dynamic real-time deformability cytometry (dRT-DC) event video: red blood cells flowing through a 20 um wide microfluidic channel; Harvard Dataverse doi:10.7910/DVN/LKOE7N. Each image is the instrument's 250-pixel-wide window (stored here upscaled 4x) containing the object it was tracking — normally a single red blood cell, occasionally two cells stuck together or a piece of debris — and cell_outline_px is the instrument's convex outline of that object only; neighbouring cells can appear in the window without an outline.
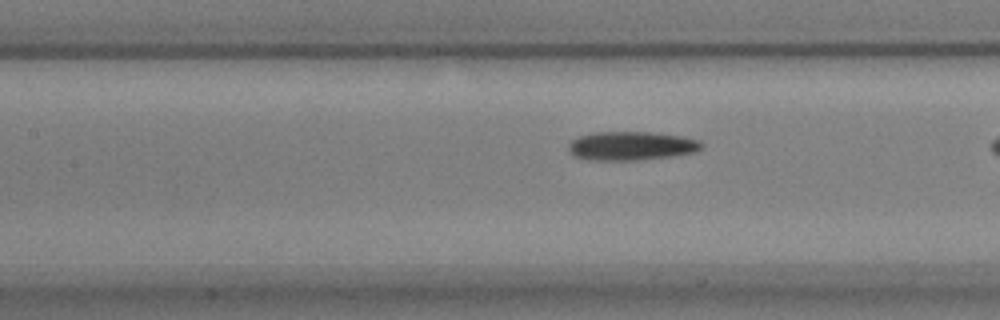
{"species": "common noctule bat (a hibernating species)", "species_latin": "Nyctalus noctula", "temperature_condition": "warm", "stored_images_in_passage": 26, "camera_frame_rate_fps": 3000, "um_per_image_px": 0.085, "animal": {"sex": "male", "body_mass_g": 17.9, "forearm_length_mm": 54.2}, "frame": {"image": 1, "passage_image": 15, "time_ms": 4.667, "image_size_px": [1000, 320], "cell_outline_px": [[704, 148], [696, 152], [672, 156], [636, 160], [588, 160], [572, 156], [568, 148], [568, 144], [572, 140], [580, 136], [592, 132], [648, 132], [680, 136], [700, 140], [704, 144]], "centroid_in_image_um": [53.66, 12.4], "position_along_channel_um": 153.7, "area_um2": 22.48}}
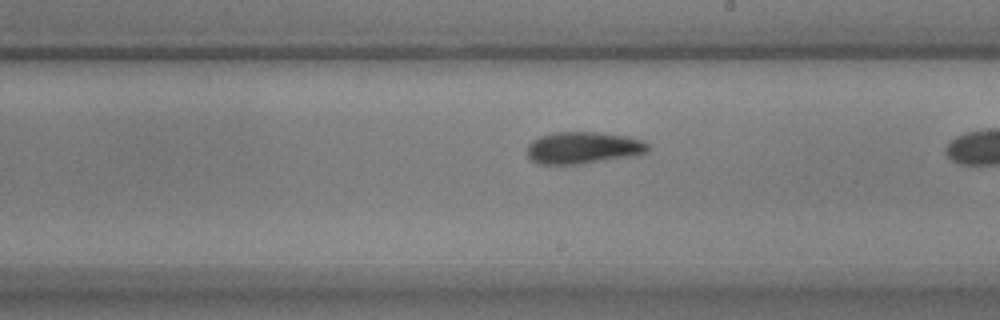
{"frame": {"image": 2, "passage_image": 22, "time_ms": 7.0, "image_size_px": [1000, 320], "cell_outline_px": [[648, 152], [640, 156], [580, 164], [536, 164], [524, 152], [528, 144], [532, 140], [540, 136], [552, 132], [596, 132], [628, 136], [644, 140], [648, 144]], "centroid_in_image_um": [49.59, 12.57], "position_along_channel_um": 239.4, "area_um2": 23.12}}
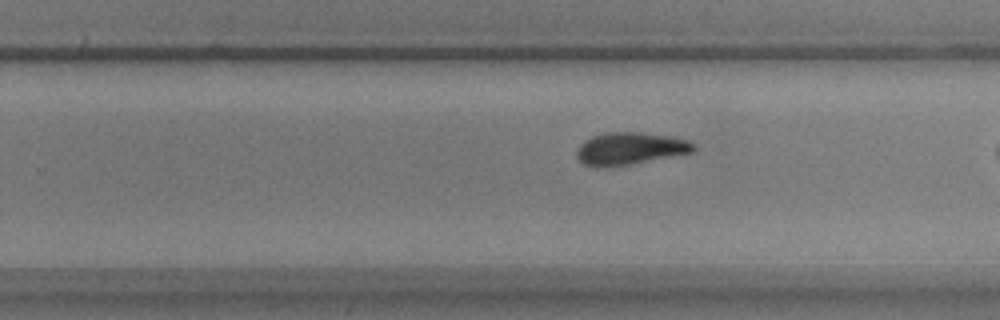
{"frame": {"image": 3, "passage_image": 25, "time_ms": 8.0, "image_size_px": [1000, 320], "cell_outline_px": [[696, 148], [692, 152], [628, 164], [596, 168], [584, 164], [576, 156], [576, 148], [584, 140], [592, 136], [608, 132], [640, 132], [668, 136], [688, 140], [696, 144]], "centroid_in_image_um": [53.51, 12.62], "position_along_channel_um": 276.3, "area_um2": 21.85}}